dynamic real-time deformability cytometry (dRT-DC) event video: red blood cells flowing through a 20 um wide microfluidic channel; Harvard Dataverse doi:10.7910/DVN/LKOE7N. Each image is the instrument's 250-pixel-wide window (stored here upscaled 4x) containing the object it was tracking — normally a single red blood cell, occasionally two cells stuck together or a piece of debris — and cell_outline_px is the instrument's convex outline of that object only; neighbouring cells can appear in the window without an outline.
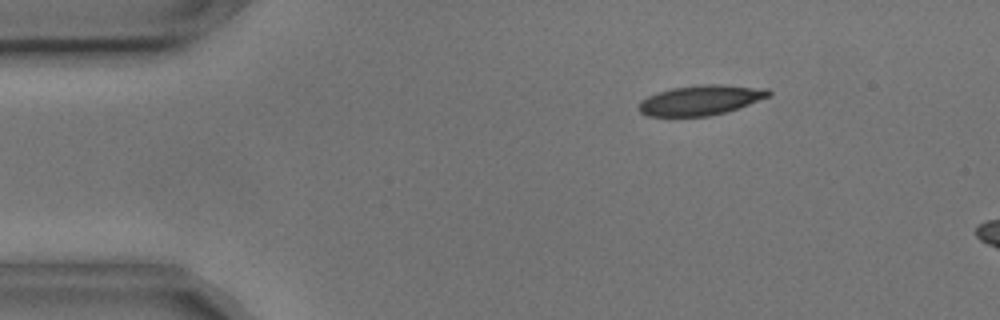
{"species": "common noctule bat (a hibernating species)", "species_latin": "Nyctalus noctula", "temperature_condition": "cold", "stored_images_in_passage": 4, "camera_frame_rate_fps": 3000, "um_per_image_px": 0.085, "animal": {"sex": "male", "body_mass_g": 17.9, "forearm_length_mm": 54.2}, "frame": {"image": 1, "passage_image": 2, "time_ms": 0.333, "image_size_px": [1000, 320], "cell_outline_px": [[772, 96], [740, 108], [708, 116], [648, 116], [640, 112], [640, 100], [648, 96], [672, 88], [704, 84], [720, 84], [768, 88], [772, 92]], "centroid_in_image_um": [59.64, 8.5], "position_along_channel_um": 25.4, "area_um2": 22.72}}